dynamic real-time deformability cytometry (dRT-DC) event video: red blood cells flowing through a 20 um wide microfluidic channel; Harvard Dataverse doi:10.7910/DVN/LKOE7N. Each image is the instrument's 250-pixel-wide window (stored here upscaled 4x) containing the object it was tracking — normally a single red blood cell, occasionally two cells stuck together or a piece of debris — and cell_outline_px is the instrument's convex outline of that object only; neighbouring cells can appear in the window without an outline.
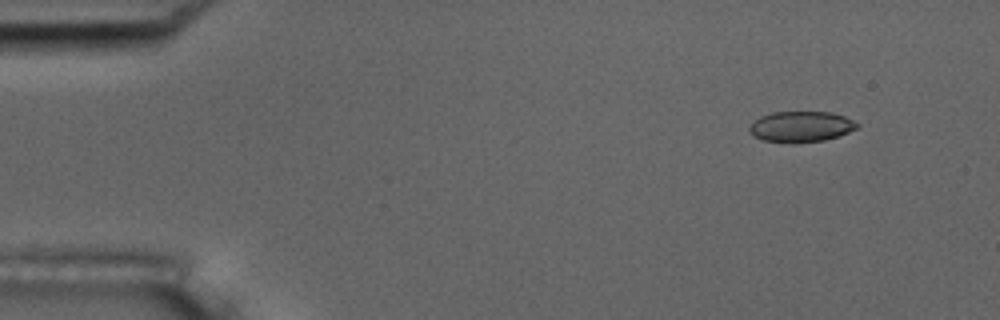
{"species": "common noctule bat (a hibernating species)", "species_latin": "Nyctalus noctula", "temperature_condition": "room temperature", "stored_images_in_passage": 4, "camera_frame_rate_fps": 3000, "um_per_image_px": 0.085, "animal": {"sex": "male", "body_mass_g": 17.5, "forearm_length_mm": 52.3}, "frame": {"image": 1, "passage_image": 1, "time_ms": 0.0, "image_size_px": [1000, 320], "cell_outline_px": [[860, 124], [856, 128], [840, 136], [824, 140], [792, 144], [764, 140], [752, 136], [748, 128], [760, 116], [772, 112], [832, 112], [844, 116]], "centroid_in_image_um": [68.08, 10.77], "position_along_channel_um": 16.9, "area_um2": 19.42}}
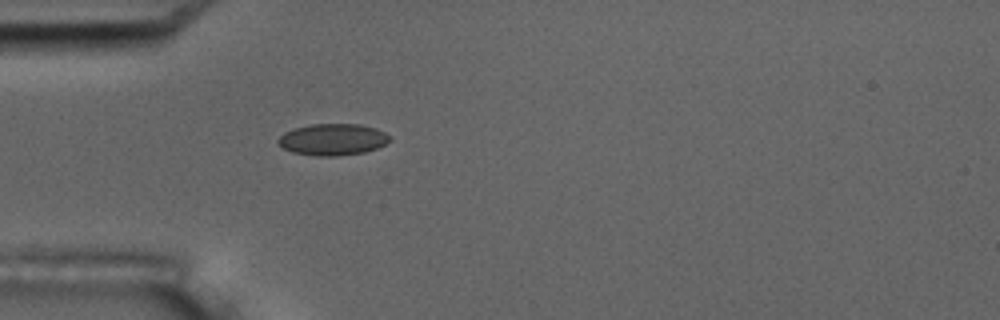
{"frame": {"image": 2, "passage_image": 4, "time_ms": 1.0, "image_size_px": [1000, 320], "cell_outline_px": [[392, 140], [376, 148], [364, 152], [336, 156], [320, 156], [292, 152], [284, 148], [276, 140], [284, 132], [296, 128], [312, 124], [360, 124], [376, 128], [392, 136]], "centroid_in_image_um": [28.31, 11.85], "position_along_channel_um": 56.7, "area_um2": 20.46}}